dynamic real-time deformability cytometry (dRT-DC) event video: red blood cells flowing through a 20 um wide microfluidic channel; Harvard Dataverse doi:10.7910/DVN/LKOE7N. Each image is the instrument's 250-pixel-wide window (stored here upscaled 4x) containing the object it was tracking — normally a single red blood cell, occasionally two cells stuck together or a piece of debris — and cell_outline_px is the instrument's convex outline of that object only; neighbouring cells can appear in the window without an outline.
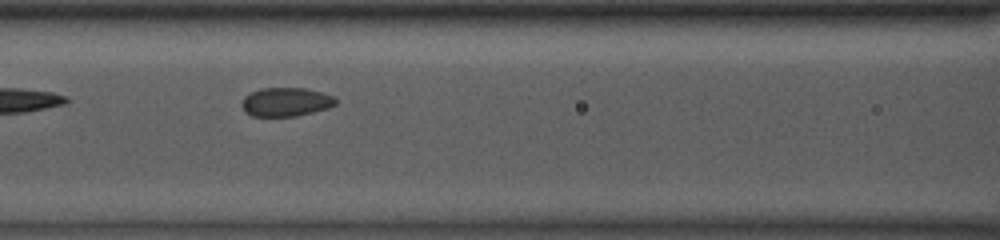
{"species": "common noctule bat (a hibernating species)", "species_latin": "Nyctalus noctula", "temperature_condition": "room temperature", "stored_images_in_passage": 33, "camera_frame_rate_fps": 3000, "um_per_image_px": 0.085, "animal": {"sex": "male", "body_mass_g": 13.0, "forearm_length_mm": 53.1}, "frame": {"image": 1, "passage_image": 7, "time_ms": 2.0, "image_size_px": [1000, 240], "cell_outline_px": [[336, 104], [328, 108], [296, 116], [252, 116], [244, 112], [240, 104], [244, 96], [260, 88], [304, 88], [320, 92], [332, 96], [336, 100]], "centroid_in_image_um": [24.25, 8.67], "position_along_channel_um": 142.4, "area_um2": 15.72}}
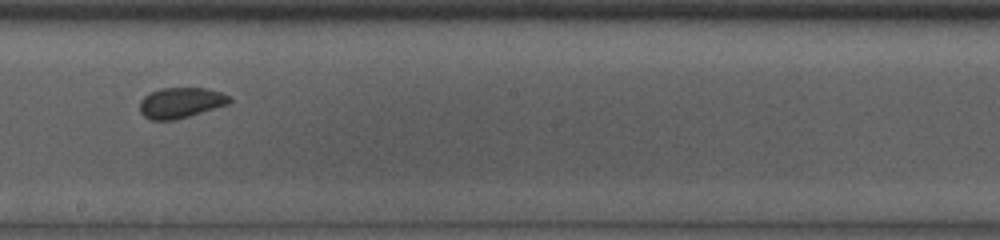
{"frame": {"image": 2, "passage_image": 14, "time_ms": 4.333, "image_size_px": [1000, 240], "cell_outline_px": [[232, 100], [228, 104], [188, 116], [172, 120], [152, 120], [144, 116], [140, 112], [140, 100], [144, 96], [160, 88], [204, 88], [220, 92], [228, 96]], "centroid_in_image_um": [15.33, 8.73], "position_along_channel_um": 232.9, "area_um2": 15.72}}
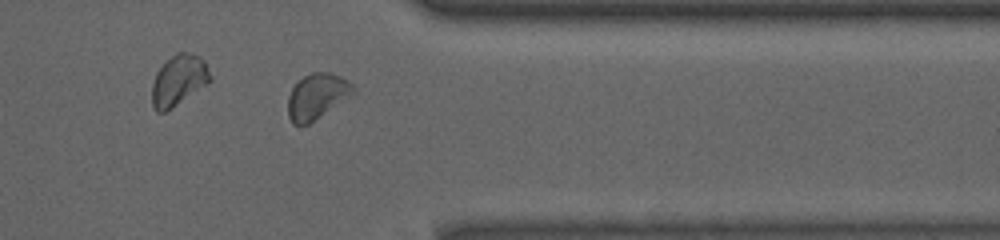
{"frame": {"image": 3, "passage_image": 26, "time_ms": 8.333, "image_size_px": [1000, 240], "cell_outline_px": [[356, 92], [352, 96], [308, 124], [292, 124], [288, 116], [288, 96], [292, 88], [304, 76], [312, 72], [328, 72], [340, 76], [348, 80], [356, 88]], "centroid_in_image_um": [26.97, 8.18], "position_along_channel_um": 384.4, "area_um2": 17.34}, "authors_computed_cell_mechanics": {"area_um2": 16.184, "velocity_mm_per_s": 3.8759, "shape_relaxation_time_tau1_ms": 3.3913, "shape_relaxation_time_tau2_ms": 1.3593, "deformation_change_tau1": 0.0358, "deformation_change_tau2": 0.0436}}